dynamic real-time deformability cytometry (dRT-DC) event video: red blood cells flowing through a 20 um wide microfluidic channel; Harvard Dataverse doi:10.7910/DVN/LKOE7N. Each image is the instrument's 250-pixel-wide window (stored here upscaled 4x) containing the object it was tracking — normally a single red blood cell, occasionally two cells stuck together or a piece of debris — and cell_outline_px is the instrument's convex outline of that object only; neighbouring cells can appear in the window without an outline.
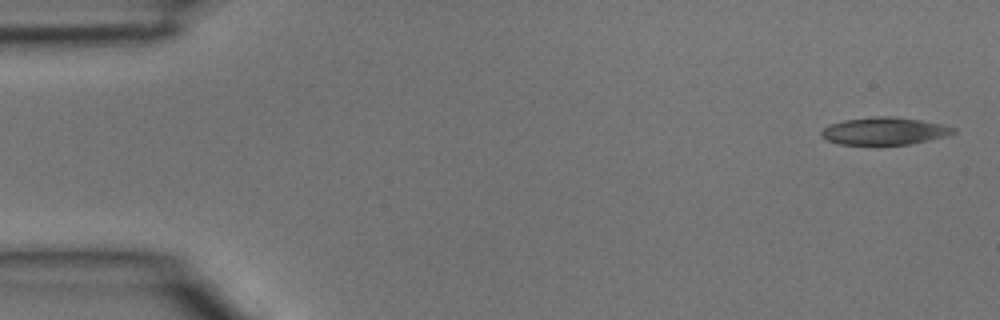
{"species": "common noctule bat (a hibernating species)", "species_latin": "Nyctalus noctula", "temperature_condition": "room temperature", "stored_images_in_passage": 5, "segment_of_instrument_passage": [1, 2], "camera_frame_rate_fps": 3000, "um_per_image_px": 0.085, "animal": {"sex": "male", "body_mass_g": 15.6}, "frame": {"image": 1, "passage_image": 1, "time_ms": 0.0, "image_size_px": [1000, 320], "cell_outline_px": [[956, 132], [948, 136], [908, 144], [840, 144], [828, 140], [820, 136], [820, 132], [828, 124], [844, 120], [876, 116], [892, 116], [920, 120], [944, 124], [956, 128]], "centroid_in_image_um": [75.19, 11.13], "position_along_channel_um": 9.8, "area_um2": 21.1}}
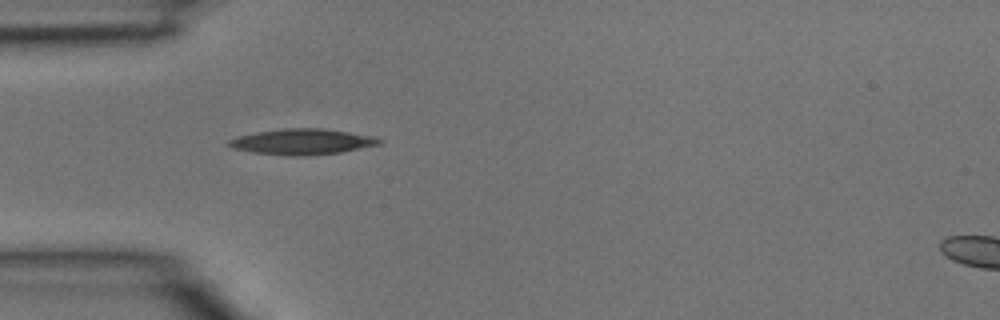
{"frame": {"image": 2, "passage_image": 4, "time_ms": 1.0, "image_size_px": [1000, 320], "cell_outline_px": [[384, 140], [380, 144], [340, 152], [304, 156], [288, 156], [252, 152], [232, 148], [228, 144], [228, 140], [240, 136], [256, 132], [284, 128], [324, 128], [376, 136]], "centroid_in_image_um": [25.72, 12.04], "position_along_channel_um": 59.3, "area_um2": 22.6}}